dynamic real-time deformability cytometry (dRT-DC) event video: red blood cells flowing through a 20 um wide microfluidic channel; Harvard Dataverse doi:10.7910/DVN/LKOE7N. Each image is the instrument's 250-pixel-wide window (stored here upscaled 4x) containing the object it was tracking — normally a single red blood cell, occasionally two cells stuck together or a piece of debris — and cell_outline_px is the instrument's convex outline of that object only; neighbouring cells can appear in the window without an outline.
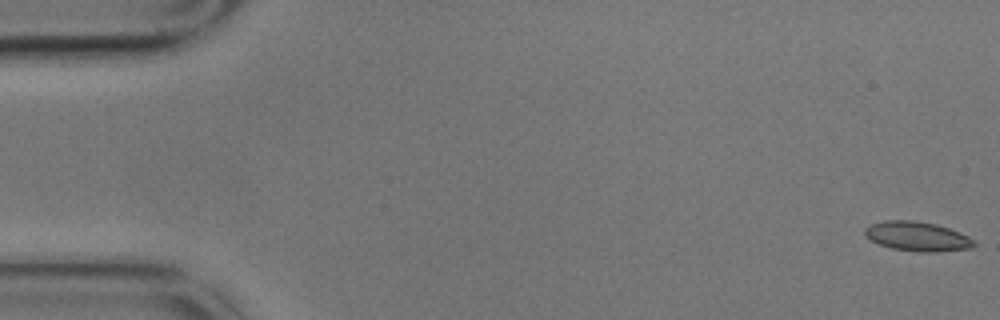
{"species": "common noctule bat (a hibernating species)", "species_latin": "Nyctalus noctula", "temperature_condition": "cold", "stored_images_in_passage": 5, "camera_frame_rate_fps": 3000, "um_per_image_px": 0.085, "animal": {"sex": "male", "body_mass_g": 17.9}, "frame": {"image": 1, "passage_image": 1, "time_ms": 0.0, "image_size_px": [1000, 320], "cell_outline_px": [[976, 244], [968, 248], [936, 252], [916, 252], [892, 248], [868, 240], [864, 236], [864, 228], [872, 224], [884, 220], [912, 220], [936, 224], [960, 232], [976, 240]], "centroid_in_image_um": [77.94, 20.09], "position_along_channel_um": 7.1, "area_um2": 18.84}}
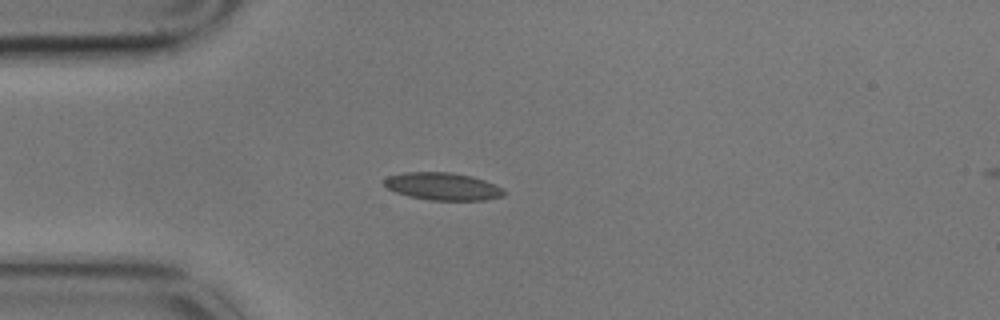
{"frame": {"image": 2, "passage_image": 4, "time_ms": 1.0, "image_size_px": [1000, 320], "cell_outline_px": [[504, 196], [484, 200], [428, 200], [408, 196], [396, 192], [388, 188], [384, 184], [384, 180], [388, 176], [404, 172], [452, 172], [472, 176], [484, 180], [504, 188]], "centroid_in_image_um": [37.64, 15.84], "position_along_channel_um": 47.4, "area_um2": 19.25}}